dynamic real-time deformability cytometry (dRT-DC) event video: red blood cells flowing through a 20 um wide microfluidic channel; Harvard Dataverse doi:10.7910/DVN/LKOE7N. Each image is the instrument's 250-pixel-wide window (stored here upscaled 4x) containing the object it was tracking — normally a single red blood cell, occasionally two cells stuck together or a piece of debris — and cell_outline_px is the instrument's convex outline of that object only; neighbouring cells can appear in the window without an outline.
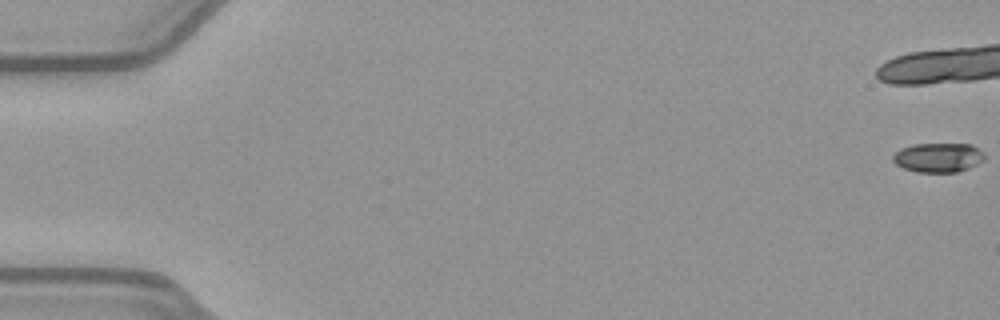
{"species": "common noctule bat (a hibernating species)", "species_latin": "Nyctalus noctula", "temperature_condition": "warm", "stored_images_in_passage": 14, "camera_frame_rate_fps": 3000, "um_per_image_px": 0.085, "animal": {"sex": "female", "body_mass_g": 21.9}, "frame": {"image": 1, "passage_image": 1, "time_ms": 0.0, "image_size_px": [1000, 320], "cell_outline_px": [[984, 160], [968, 168], [956, 172], [916, 172], [904, 168], [896, 164], [892, 160], [892, 156], [900, 148], [912, 144], [972, 144], [984, 156]], "centroid_in_image_um": [79.7, 13.39], "position_along_channel_um": 5.3, "area_um2": 15.55}}